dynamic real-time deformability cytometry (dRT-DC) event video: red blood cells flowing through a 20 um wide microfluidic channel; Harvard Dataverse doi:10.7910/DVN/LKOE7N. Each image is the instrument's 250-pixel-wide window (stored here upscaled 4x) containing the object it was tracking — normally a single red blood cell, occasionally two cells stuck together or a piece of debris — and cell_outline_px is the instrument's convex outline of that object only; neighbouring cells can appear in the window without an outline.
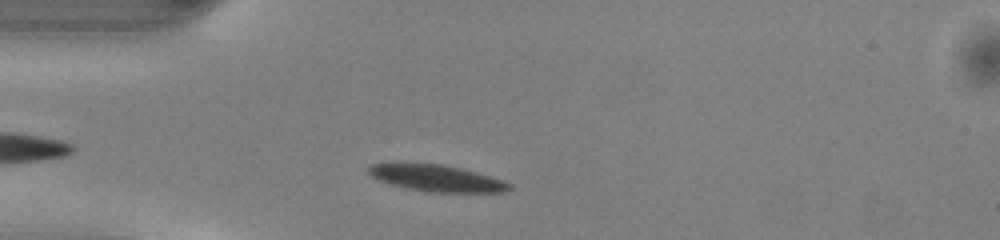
{"species": "common noctule bat (a hibernating species)", "species_latin": "Nyctalus noctula", "temperature_condition": "warm", "stored_images_in_passage": 40, "camera_frame_rate_fps": 3000, "um_per_image_px": 0.085, "animal": {"sex": "male", "body_mass_g": 13.0, "forearm_length_mm": 53.1}, "frame": {"image": 1, "passage_image": 3, "time_ms": 0.667, "image_size_px": [1000, 240], "cell_outline_px": [[512, 188], [504, 192], [428, 192], [408, 188], [392, 184], [380, 180], [372, 176], [368, 172], [368, 168], [372, 164], [396, 160], [444, 164], [476, 172], [512, 184]], "centroid_in_image_um": [37.02, 15.09], "position_along_channel_um": 48.0, "area_um2": 22.25}}
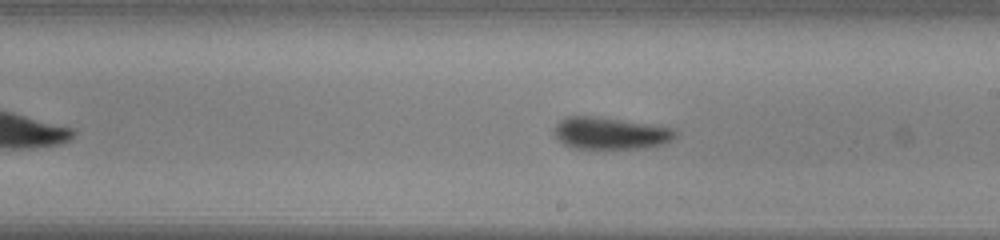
{"frame": {"image": 2, "passage_image": 18, "time_ms": 5.667, "image_size_px": [1000, 240], "cell_outline_px": [[680, 132], [672, 140], [664, 144], [644, 148], [572, 148], [564, 144], [552, 132], [552, 128], [564, 116], [592, 116], [656, 124], [676, 128]], "centroid_in_image_um": [51.93, 11.31], "position_along_channel_um": 237.1, "area_um2": 23.06}}
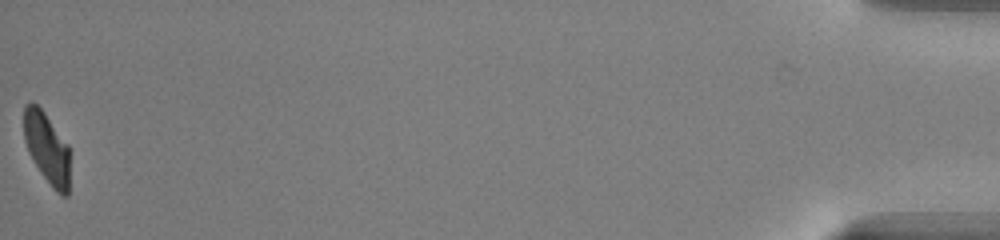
{"frame": {"image": 3, "passage_image": 40, "time_ms": 13.0, "image_size_px": [1000, 240], "cell_outline_px": [[68, 196], [60, 196], [52, 188], [28, 152], [24, 140], [24, 104], [32, 100], [44, 112], [68, 144]], "centroid_in_image_um": [3.97, 12.55], "position_along_channel_um": 431.2, "area_um2": 18.84}, "authors_computed_cell_mechanics": {"area_um2": 22.253, "velocity_mm_per_s": 4.0743, "shape_relaxation_time_tau1_ms": 3.7169, "shape_relaxation_time_tau2_ms": 5.3392, "deformation_change_tau1": 0.1339, "deformation_change_tau2": 0.1141}}